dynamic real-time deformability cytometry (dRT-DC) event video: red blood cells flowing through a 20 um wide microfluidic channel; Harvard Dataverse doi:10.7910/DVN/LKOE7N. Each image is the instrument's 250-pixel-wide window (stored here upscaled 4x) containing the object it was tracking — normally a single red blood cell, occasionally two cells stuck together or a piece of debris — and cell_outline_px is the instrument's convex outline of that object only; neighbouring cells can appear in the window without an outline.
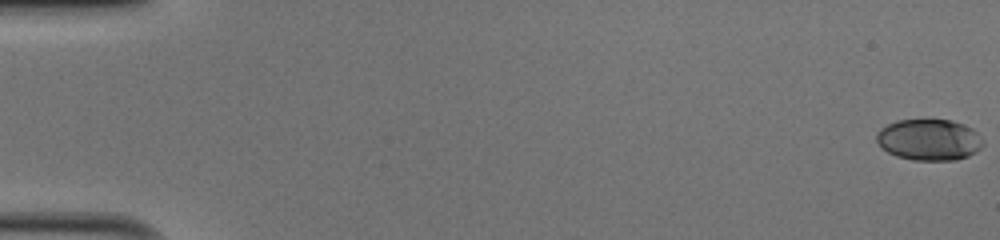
{"species": "human", "species_latin": "Homo sapiens", "temperature_condition": "cold", "stored_images_in_passage": 48, "camera_frame_rate_fps": 3000, "um_per_image_px": 0.085, "donor": {"sex": "male"}, "frame": {"image": 1, "passage_image": 1, "time_ms": 0.0, "image_size_px": [1000, 240], "cell_outline_px": [[984, 144], [976, 152], [968, 156], [956, 160], [912, 160], [896, 156], [888, 152], [876, 140], [876, 132], [880, 128], [896, 120], [952, 120], [964, 124], [972, 128], [984, 140]], "centroid_in_image_um": [78.99, 11.88], "position_along_channel_um": 6.0, "area_um2": 25.72}}
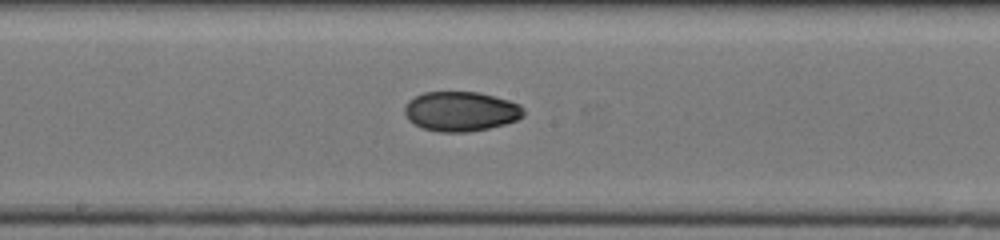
{"frame": {"image": 2, "passage_image": 29, "time_ms": 9.333, "image_size_px": [1000, 240], "cell_outline_px": [[524, 116], [516, 120], [504, 124], [488, 128], [468, 132], [440, 132], [424, 128], [408, 120], [404, 112], [404, 104], [408, 100], [424, 92], [480, 92], [508, 100], [520, 104], [524, 108]], "centroid_in_image_um": [39.17, 9.46], "position_along_channel_um": 209.0, "area_um2": 27.57}}
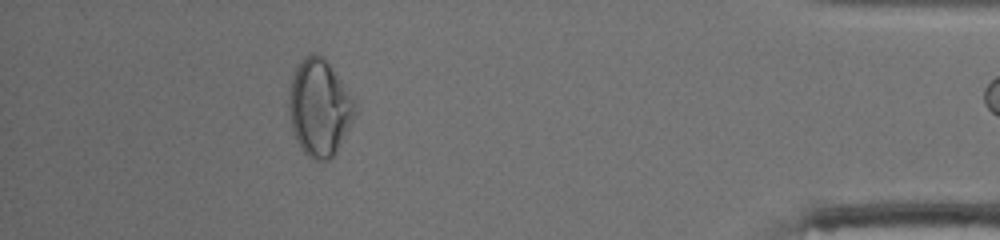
{"frame": {"image": 3, "passage_image": 47, "time_ms": 15.333, "image_size_px": [1000, 240], "cell_outline_px": [[356, 112], [336, 152], [328, 160], [312, 160], [300, 148], [296, 140], [292, 128], [288, 108], [288, 92], [292, 76], [296, 68], [304, 56], [312, 52], [320, 52], [324, 56], [356, 100]], "centroid_in_image_um": [27.14, 9.11], "position_along_channel_um": 408.1, "area_um2": 37.57}}